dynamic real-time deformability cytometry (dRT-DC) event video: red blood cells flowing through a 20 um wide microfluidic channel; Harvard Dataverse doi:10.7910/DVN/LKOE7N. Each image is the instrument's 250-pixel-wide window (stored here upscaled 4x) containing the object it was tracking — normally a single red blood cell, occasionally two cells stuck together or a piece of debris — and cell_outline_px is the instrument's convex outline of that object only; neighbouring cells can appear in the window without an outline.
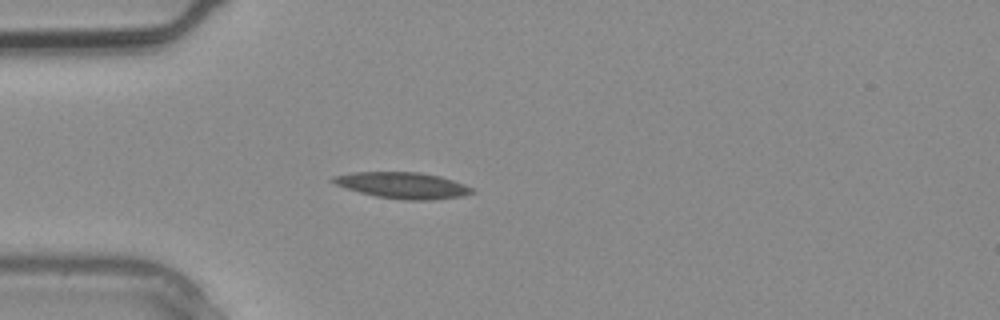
{"species": "common noctule bat (a hibernating species)", "species_latin": "Nyctalus noctula", "temperature_condition": "warm", "stored_images_in_passage": 4, "camera_frame_rate_fps": 3000, "um_per_image_px": 0.085, "animal": {"sex": "male", "body_mass_g": 20.4}, "frame": {"image": 1, "passage_image": 4, "time_ms": 1.0, "image_size_px": [1000, 320], "cell_outline_px": [[476, 192], [464, 196], [432, 200], [404, 200], [376, 196], [344, 188], [328, 180], [332, 176], [352, 172], [420, 172], [440, 176], [476, 188]], "centroid_in_image_um": [34.25, 15.75], "position_along_channel_um": 50.8, "area_um2": 21.5}}